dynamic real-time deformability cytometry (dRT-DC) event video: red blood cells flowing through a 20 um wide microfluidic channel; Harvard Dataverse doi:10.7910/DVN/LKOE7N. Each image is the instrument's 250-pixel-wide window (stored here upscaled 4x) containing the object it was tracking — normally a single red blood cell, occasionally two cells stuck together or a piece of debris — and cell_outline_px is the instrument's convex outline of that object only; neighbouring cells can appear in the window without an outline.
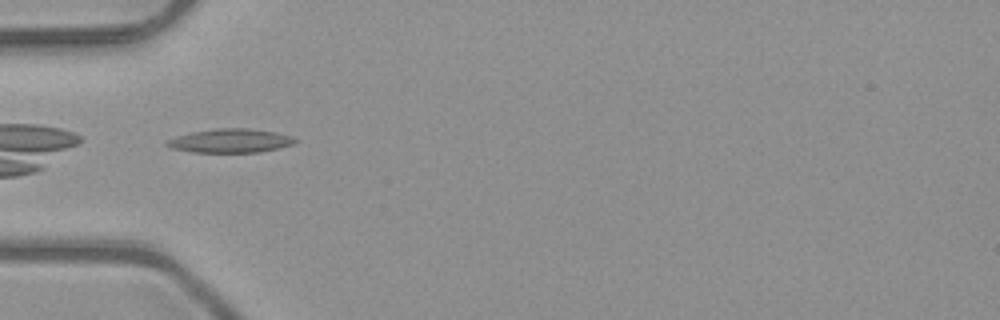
{"species": "common noctule bat (a hibernating species)", "species_latin": "Nyctalus noctula", "temperature_condition": "room temperature", "stored_images_in_passage": 7, "camera_frame_rate_fps": 3000, "um_per_image_px": 0.085, "animal": {"sex": "male", "body_mass_g": 23.1, "forearm_length_mm": 52.7}, "frame": {"image": 1, "passage_image": 4, "time_ms": 1.0, "image_size_px": [1000, 320], "cell_outline_px": [[300, 140], [292, 144], [280, 148], [260, 152], [192, 152], [172, 148], [164, 144], [168, 140], [176, 136], [192, 132], [216, 128], [248, 128], [276, 132], [292, 136]], "centroid_in_image_um": [19.62, 11.96], "position_along_channel_um": 65.4, "area_um2": 17.86}}
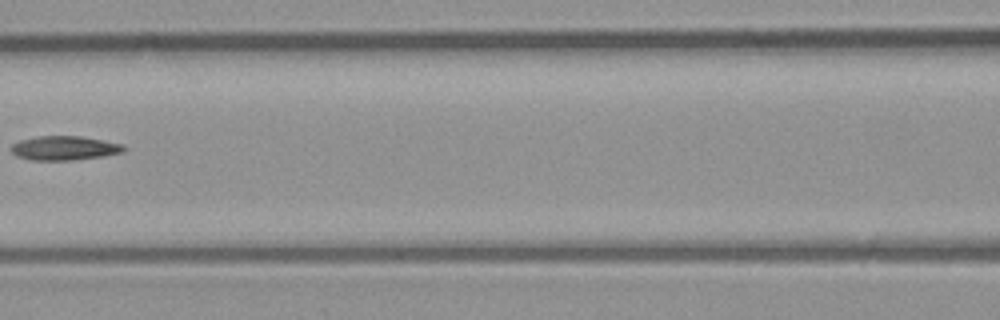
{"frame": {"image": 2, "passage_image": 6, "time_ms": 1.667, "image_size_px": [1000, 320], "cell_outline_px": [[124, 148], [120, 152], [104, 156], [72, 160], [32, 160], [16, 156], [12, 152], [12, 144], [20, 140], [36, 136], [80, 136], [124, 144]], "centroid_in_image_um": [5.44, 12.58], "position_along_channel_um": 161.2, "area_um2": 15.72}}
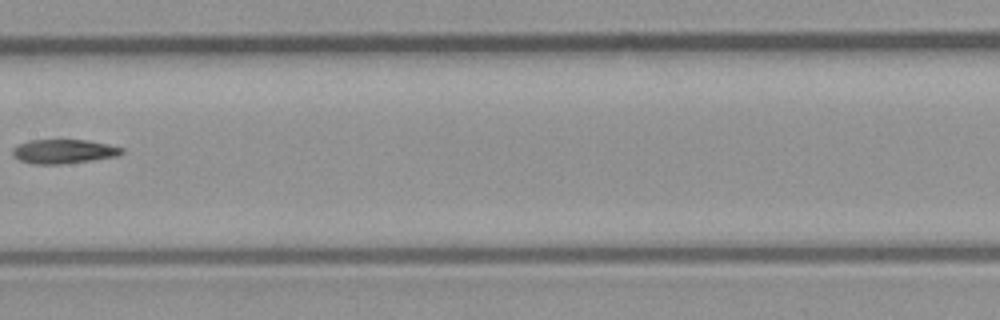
{"frame": {"image": 3, "passage_image": 7, "time_ms": 2.0, "image_size_px": [1000, 320], "cell_outline_px": [[124, 152], [116, 156], [92, 160], [60, 164], [32, 164], [20, 160], [12, 156], [12, 148], [16, 144], [28, 140], [84, 140], [108, 144], [124, 148]], "centroid_in_image_um": [5.36, 12.87], "position_along_channel_um": 202.0, "area_um2": 15.43}}